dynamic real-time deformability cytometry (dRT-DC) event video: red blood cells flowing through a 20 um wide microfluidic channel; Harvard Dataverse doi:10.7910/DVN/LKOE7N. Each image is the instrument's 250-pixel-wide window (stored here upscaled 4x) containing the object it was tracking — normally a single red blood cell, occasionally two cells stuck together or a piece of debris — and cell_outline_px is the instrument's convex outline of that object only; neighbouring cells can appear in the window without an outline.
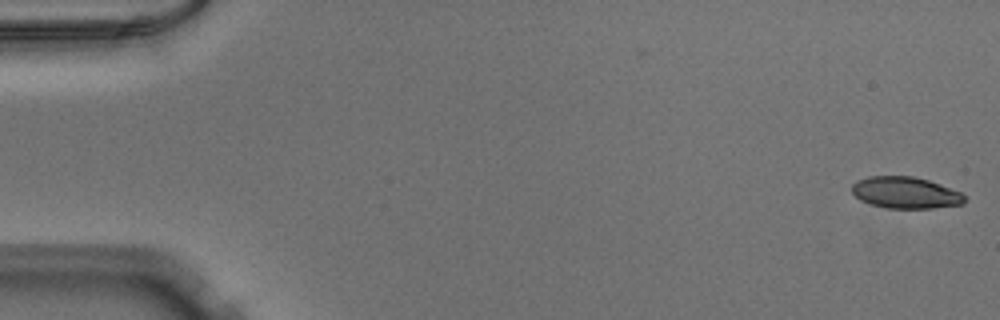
{"species": "Egyptian fruit bat (a non-hibernating species)", "species_latin": "Rousettus aegyptiacus", "temperature_condition": "warm", "stored_images_in_passage": 51, "camera_frame_rate_fps": 3000, "um_per_image_px": 0.085, "animal": {"sex": "male"}, "frame": {"image": 1, "passage_image": 1, "time_ms": 0.0, "image_size_px": [1000, 320], "cell_outline_px": [[964, 204], [932, 208], [888, 208], [872, 204], [860, 200], [852, 192], [852, 184], [856, 180], [868, 176], [912, 176], [928, 180], [940, 184], [960, 192], [964, 196]], "centroid_in_image_um": [76.94, 16.37], "position_along_channel_um": 8.1, "area_um2": 20.63}}
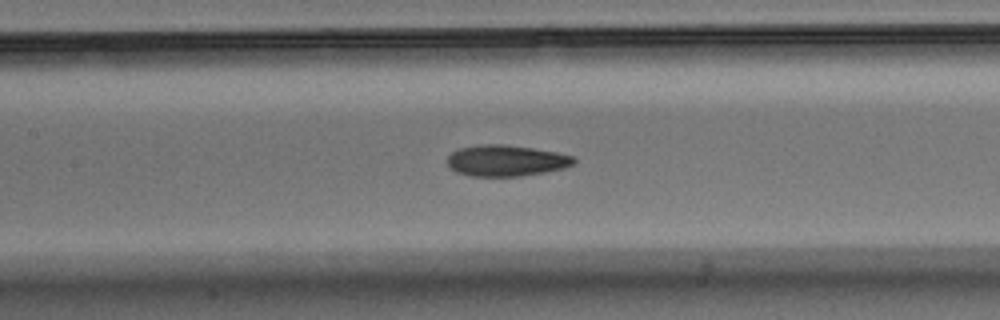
{"frame": {"image": 2, "passage_image": 24, "time_ms": 7.667, "image_size_px": [1000, 320], "cell_outline_px": [[576, 160], [572, 164], [564, 168], [544, 172], [520, 176], [472, 176], [456, 172], [448, 168], [448, 156], [452, 152], [460, 148], [480, 144], [504, 144], [532, 148], [556, 152], [572, 156]], "centroid_in_image_um": [42.98, 13.65], "position_along_channel_um": 164.4, "area_um2": 22.89}}
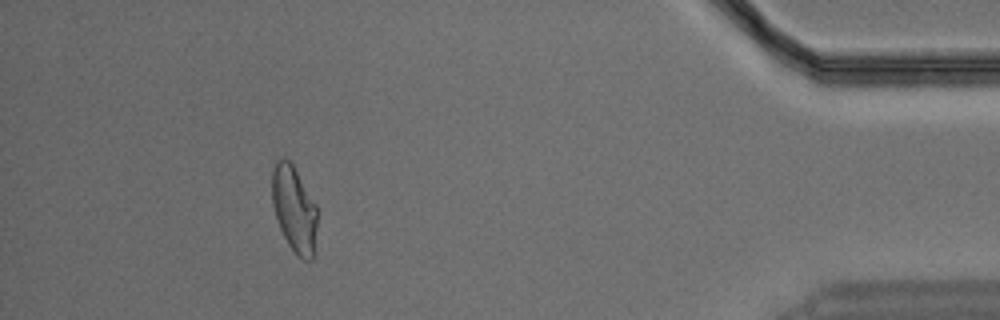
{"frame": {"image": 3, "passage_image": 47, "time_ms": 15.333, "image_size_px": [1000, 320], "cell_outline_px": [[316, 228], [312, 260], [304, 260], [288, 244], [280, 228], [272, 204], [272, 168], [276, 160], [284, 156], [292, 164], [316, 204]], "centroid_in_image_um": [24.98, 17.71], "position_along_channel_um": 410.2, "area_um2": 22.31}}